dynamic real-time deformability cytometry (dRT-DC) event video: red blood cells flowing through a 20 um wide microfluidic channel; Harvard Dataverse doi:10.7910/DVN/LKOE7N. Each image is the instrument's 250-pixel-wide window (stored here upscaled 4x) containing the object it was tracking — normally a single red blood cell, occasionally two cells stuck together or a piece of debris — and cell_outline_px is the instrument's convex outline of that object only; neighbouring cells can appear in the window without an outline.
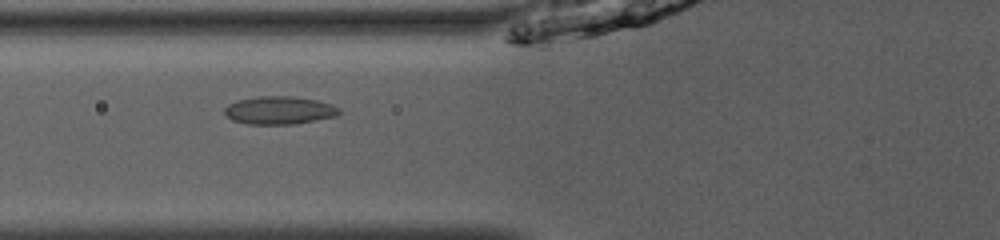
{"species": "common noctule bat (a hibernating species)", "species_latin": "Nyctalus noctula", "temperature_condition": "room temperature", "stored_images_in_passage": 33, "camera_frame_rate_fps": 3000, "um_per_image_px": 0.085, "animal": {"sex": "male", "body_mass_g": 13.0, "forearm_length_mm": 53.1}, "frame": {"image": 1, "passage_image": 4, "time_ms": 1.0, "image_size_px": [1000, 240], "cell_outline_px": [[340, 112], [336, 116], [292, 124], [248, 124], [232, 120], [224, 112], [224, 108], [228, 104], [236, 100], [260, 96], [292, 96], [316, 100], [332, 104], [340, 108]], "centroid_in_image_um": [23.72, 9.37], "position_along_channel_um": 102.1, "area_um2": 18.61}}
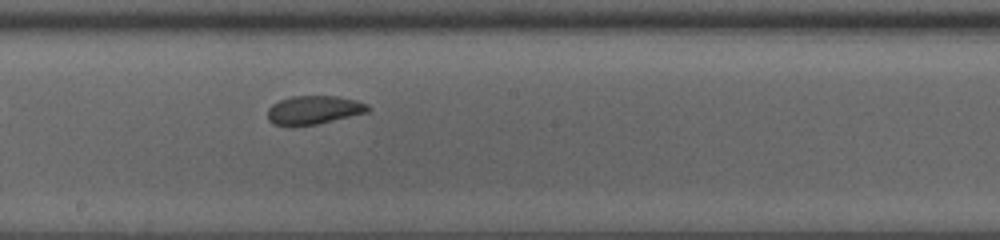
{"frame": {"image": 2, "passage_image": 13, "time_ms": 4.0, "image_size_px": [1000, 240], "cell_outline_px": [[372, 108], [368, 112], [316, 124], [272, 124], [268, 120], [268, 108], [272, 104], [280, 100], [292, 96], [336, 96], [356, 100], [368, 104]], "centroid_in_image_um": [26.71, 9.32], "position_along_channel_um": 221.5, "area_um2": 16.42}}
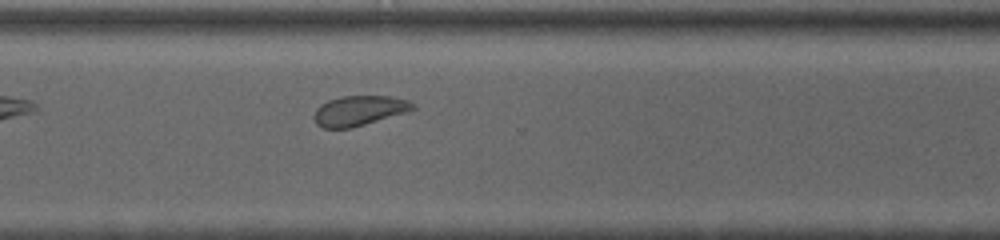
{"frame": {"image": 3, "passage_image": 22, "time_ms": 7.0, "image_size_px": [1000, 240], "cell_outline_px": [[416, 108], [408, 112], [352, 128], [324, 128], [316, 124], [316, 108], [320, 104], [328, 100], [344, 96], [388, 96], [408, 100], [416, 104]], "centroid_in_image_um": [30.58, 9.4], "position_along_channel_um": 340.0, "area_um2": 17.22}, "authors_computed_cell_mechanics": {"area_um2": 17.34, "velocity_mm_per_s": 3.9584, "shape_relaxation_time_tau1_ms": 5.7132, "shape_relaxation_time_tau2_ms": 2.9019, "deformation_change_tau1": 0.0927, "deformation_change_tau2": 0.0723}}